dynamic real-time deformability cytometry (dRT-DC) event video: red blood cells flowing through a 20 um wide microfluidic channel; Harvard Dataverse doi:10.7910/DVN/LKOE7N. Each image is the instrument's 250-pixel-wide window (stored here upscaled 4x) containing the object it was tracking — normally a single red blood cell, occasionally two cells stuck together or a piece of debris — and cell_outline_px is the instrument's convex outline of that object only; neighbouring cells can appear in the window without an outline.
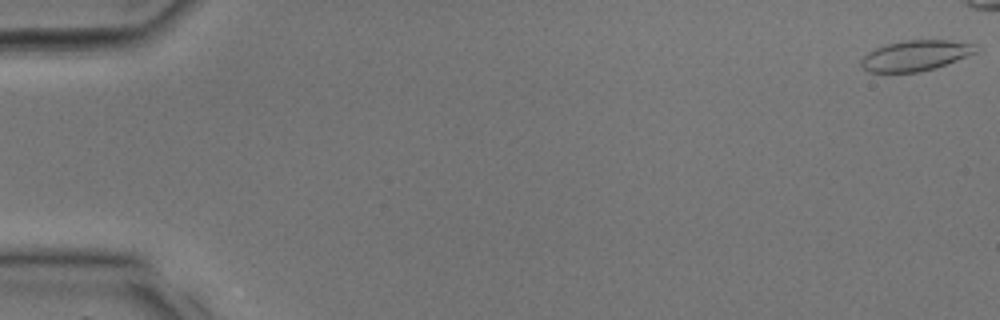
{"species": "common noctule bat (a hibernating species)", "species_latin": "Nyctalus noctula", "temperature_condition": "room temperature", "stored_images_in_passage": 29, "camera_frame_rate_fps": 3000, "um_per_image_px": 0.085, "animal": {"sex": "male", "body_mass_g": 17.9, "forearm_length_mm": 54.2}, "frame": {"image": 1, "passage_image": 1, "time_ms": 0.0, "image_size_px": [1000, 320], "cell_outline_px": [[980, 48], [976, 52], [936, 68], [920, 72], [868, 72], [860, 64], [860, 60], [868, 52], [884, 44], [904, 40], [952, 40], [972, 44]], "centroid_in_image_um": [77.8, 4.72], "position_along_channel_um": 7.2, "area_um2": 20.4}}